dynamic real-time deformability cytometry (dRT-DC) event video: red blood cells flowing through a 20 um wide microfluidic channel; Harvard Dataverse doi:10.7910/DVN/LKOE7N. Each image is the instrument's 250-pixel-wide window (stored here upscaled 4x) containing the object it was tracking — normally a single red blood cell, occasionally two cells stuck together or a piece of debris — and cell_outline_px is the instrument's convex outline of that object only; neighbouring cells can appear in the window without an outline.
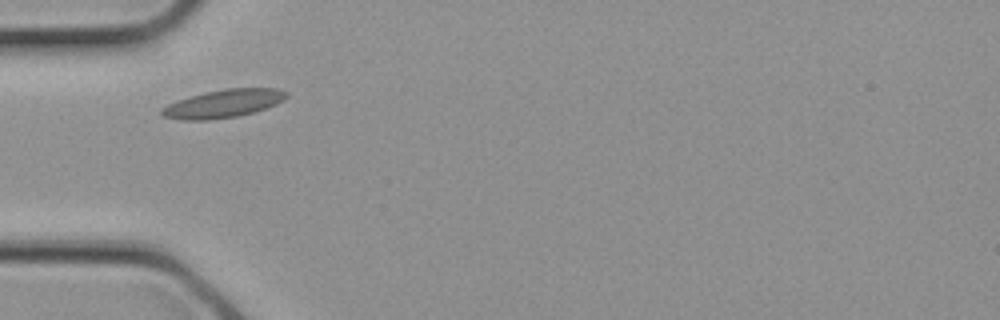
{"species": "common noctule bat (a hibernating species)", "species_latin": "Nyctalus noctula", "temperature_condition": "cold", "stored_images_in_passage": 1, "camera_frame_rate_fps": 3000, "um_per_image_px": 0.085, "animal": {"sex": "female", "body_mass_g": 21.9}, "frame": {"image": 1, "passage_image": 1, "time_ms": 0.0, "image_size_px": [1000, 320], "cell_outline_px": [[288, 96], [284, 100], [276, 104], [252, 112], [236, 116], [208, 120], [184, 120], [164, 116], [160, 112], [160, 108], [176, 100], [188, 96], [204, 92], [224, 88], [280, 88], [288, 92]], "centroid_in_image_um": [18.98, 8.78], "position_along_channel_um": 66.0, "area_um2": 20.46}}